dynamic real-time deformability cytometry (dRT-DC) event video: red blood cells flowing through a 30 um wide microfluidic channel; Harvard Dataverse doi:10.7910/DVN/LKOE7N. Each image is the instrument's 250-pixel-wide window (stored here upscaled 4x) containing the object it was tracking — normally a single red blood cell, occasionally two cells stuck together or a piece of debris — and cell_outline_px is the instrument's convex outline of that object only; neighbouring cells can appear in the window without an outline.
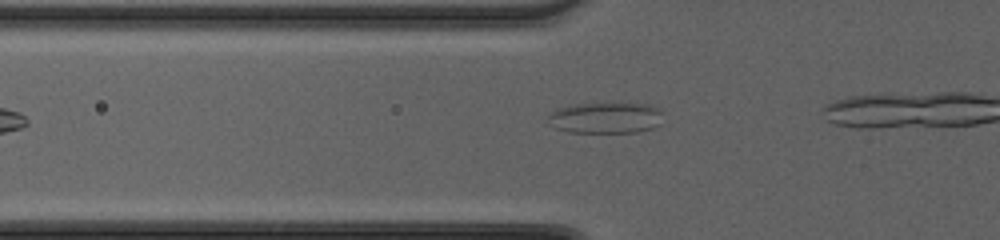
{"species": "common noctule bat (a hibernating species)", "species_latin": "Nyctalus noctula", "temperature_condition": "cold", "stored_images_in_passage": 9, "camera_frame_rate_fps": 3000, "um_per_image_px": 0.085, "animal": {"sex": "female", "body_mass_g": 20.0, "forearm_length_mm": 54.0}, "frame": {"image": 1, "passage_image": 4, "time_ms": 1.0, "image_size_px": [1000, 240], "cell_outline_px": [[660, 124], [652, 128], [640, 132], [568, 132], [556, 128], [548, 124], [548, 112], [556, 108], [568, 104], [636, 100], [652, 104], [660, 108]], "centroid_in_image_um": [51.48, 9.94], "position_along_channel_um": 74.3, "area_um2": 22.2}}